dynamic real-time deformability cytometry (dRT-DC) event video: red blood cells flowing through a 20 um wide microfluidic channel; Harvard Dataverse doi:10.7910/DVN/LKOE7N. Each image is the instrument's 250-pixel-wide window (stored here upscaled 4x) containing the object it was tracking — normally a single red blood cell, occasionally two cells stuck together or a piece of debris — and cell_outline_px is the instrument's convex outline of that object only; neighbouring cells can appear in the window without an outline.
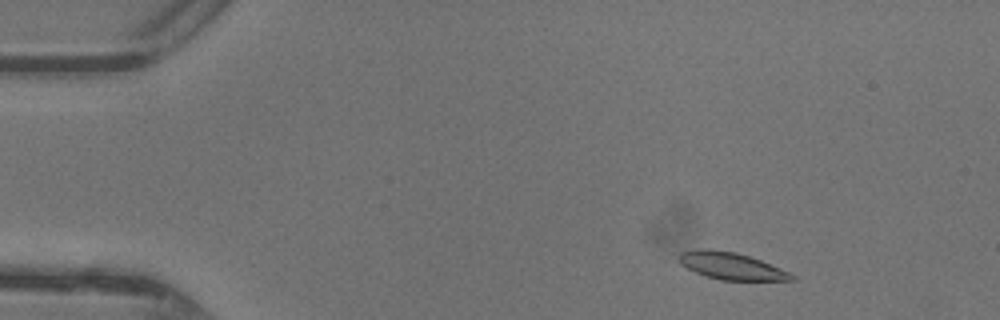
{"species": "common noctule bat (a hibernating species)", "species_latin": "Nyctalus noctula", "temperature_condition": "warm", "stored_images_in_passage": 45, "camera_frame_rate_fps": 3000, "um_per_image_px": 0.085, "animal": {"sex": "female"}, "frame": {"image": 1, "passage_image": 4, "time_ms": 1.0, "image_size_px": [1000, 320], "cell_outline_px": [[796, 280], [720, 280], [704, 276], [680, 264], [676, 256], [680, 252], [704, 248], [736, 252], [760, 260], [780, 268], [796, 276]], "centroid_in_image_um": [62.11, 22.6], "position_along_channel_um": 22.9, "area_um2": 17.74}}
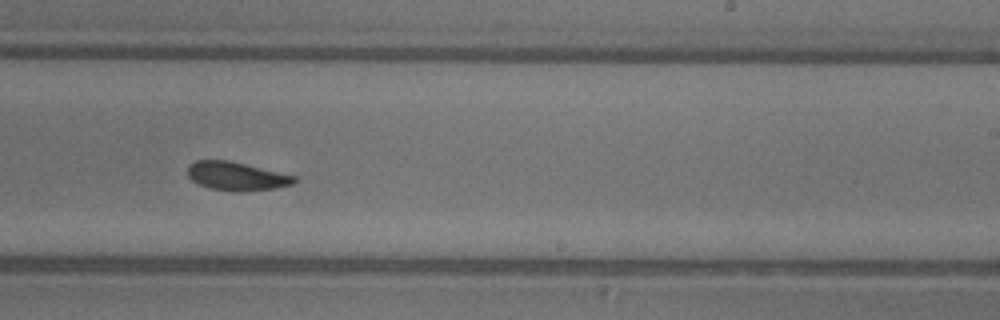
{"frame": {"image": 2, "passage_image": 27, "time_ms": 8.667, "image_size_px": [1000, 320], "cell_outline_px": [[296, 180], [292, 184], [276, 188], [208, 188], [192, 180], [188, 176], [188, 164], [196, 160], [228, 160], [296, 176]], "centroid_in_image_um": [20.05, 14.91], "position_along_channel_um": 268.9, "area_um2": 16.65}}
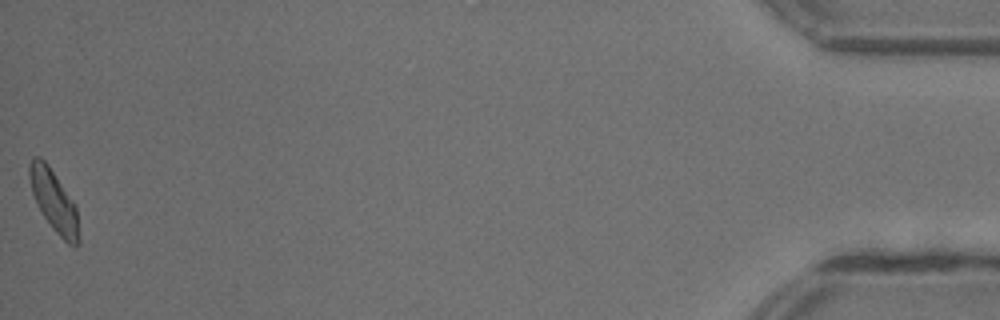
{"frame": {"image": 3, "passage_image": 45, "time_ms": 14.667, "image_size_px": [1000, 320], "cell_outline_px": [[80, 244], [76, 248], [68, 244], [52, 228], [36, 204], [32, 192], [28, 176], [28, 164], [32, 156], [40, 156], [48, 164], [76, 204], [80, 240]], "centroid_in_image_um": [4.59, 17.08], "position_along_channel_um": 430.6, "area_um2": 18.09}, "authors_computed_cell_mechanics": {"area_um2": 18.0914, "velocity_mm_per_s": 4.358, "shape_relaxation_time_tau1_ms": 7.0081, "shape_relaxation_time_tau2_ms": 2.3615, "deformation_change_tau1": 0.1638, "deformation_change_tau2": 0.0901}}